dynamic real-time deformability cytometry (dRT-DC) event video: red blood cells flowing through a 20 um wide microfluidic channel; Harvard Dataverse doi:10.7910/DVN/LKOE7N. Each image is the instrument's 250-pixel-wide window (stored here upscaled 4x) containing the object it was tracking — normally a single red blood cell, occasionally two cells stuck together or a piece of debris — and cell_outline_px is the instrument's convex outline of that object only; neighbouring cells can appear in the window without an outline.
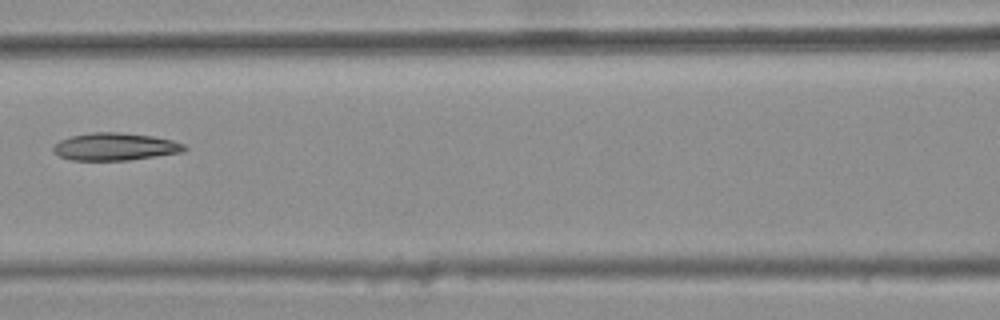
{"species": "common noctule bat (a hibernating species)", "species_latin": "Nyctalus noctula", "temperature_condition": "warm", "stored_images_in_passage": 7, "camera_frame_rate_fps": 3000, "um_per_image_px": 0.085, "animal": {"sex": "female", "body_mass_g": 25.1}, "frame": {"image": 1, "passage_image": 6, "time_ms": 1.667, "image_size_px": [1000, 320], "cell_outline_px": [[188, 148], [184, 152], [128, 160], [68, 160], [60, 156], [52, 148], [60, 140], [72, 136], [92, 132], [116, 132], [152, 136], [172, 140], [184, 144]], "centroid_in_image_um": [9.81, 12.47], "position_along_channel_um": 156.8, "area_um2": 20.87}}
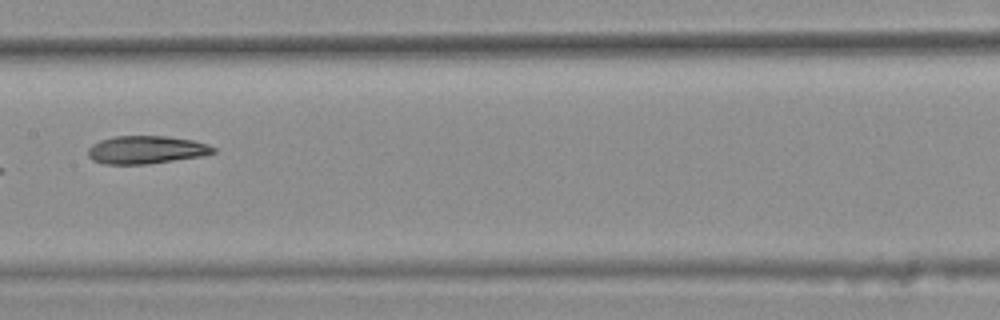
{"frame": {"image": 2, "passage_image": 7, "time_ms": 2.0, "image_size_px": [1000, 320], "cell_outline_px": [[216, 152], [200, 156], [148, 164], [104, 164], [92, 160], [88, 156], [88, 148], [92, 144], [100, 140], [112, 136], [168, 136], [192, 140], [208, 144], [216, 148]], "centroid_in_image_um": [12.4, 12.73], "position_along_channel_um": 195.0, "area_um2": 20.46}}